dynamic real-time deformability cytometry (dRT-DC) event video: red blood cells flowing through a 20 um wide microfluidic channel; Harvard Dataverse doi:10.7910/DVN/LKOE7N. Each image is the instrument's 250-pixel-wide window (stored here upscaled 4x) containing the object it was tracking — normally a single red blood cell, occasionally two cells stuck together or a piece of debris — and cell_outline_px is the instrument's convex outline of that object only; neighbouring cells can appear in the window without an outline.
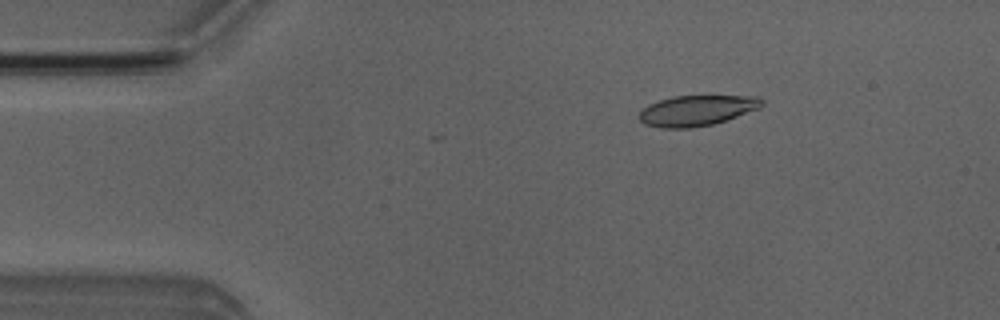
{"species": "Egyptian fruit bat (a non-hibernating species)", "species_latin": "Rousettus aegyptiacus", "temperature_condition": "room temperature", "stored_images_in_passage": 4, "camera_frame_rate_fps": 3000, "um_per_image_px": 0.085, "animal": {"sex": "male"}, "frame": {"image": 1, "passage_image": 1, "time_ms": 0.0, "image_size_px": [1000, 320], "cell_outline_px": [[764, 104], [760, 108], [712, 124], [692, 128], [660, 128], [644, 124], [636, 116], [640, 108], [648, 104], [672, 96], [760, 96], [764, 100]], "centroid_in_image_um": [59.17, 9.39], "position_along_channel_um": 25.8, "area_um2": 22.02}}